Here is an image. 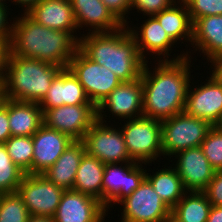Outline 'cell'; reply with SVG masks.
<instances>
[{"instance_id": "obj_42", "label": "cell", "mask_w": 222, "mask_h": 222, "mask_svg": "<svg viewBox=\"0 0 222 222\" xmlns=\"http://www.w3.org/2000/svg\"><path fill=\"white\" fill-rule=\"evenodd\" d=\"M12 1V0H11ZM40 0H13L12 3L16 2V5H21V7L25 6V13L30 11Z\"/></svg>"}, {"instance_id": "obj_47", "label": "cell", "mask_w": 222, "mask_h": 222, "mask_svg": "<svg viewBox=\"0 0 222 222\" xmlns=\"http://www.w3.org/2000/svg\"><path fill=\"white\" fill-rule=\"evenodd\" d=\"M5 2H6L5 0H0V4H2V5H5L6 4Z\"/></svg>"}, {"instance_id": "obj_44", "label": "cell", "mask_w": 222, "mask_h": 222, "mask_svg": "<svg viewBox=\"0 0 222 222\" xmlns=\"http://www.w3.org/2000/svg\"><path fill=\"white\" fill-rule=\"evenodd\" d=\"M220 133H222V116L218 119V121L213 125Z\"/></svg>"}, {"instance_id": "obj_6", "label": "cell", "mask_w": 222, "mask_h": 222, "mask_svg": "<svg viewBox=\"0 0 222 222\" xmlns=\"http://www.w3.org/2000/svg\"><path fill=\"white\" fill-rule=\"evenodd\" d=\"M126 122L120 130L133 161L146 165L163 155L160 120L142 116Z\"/></svg>"}, {"instance_id": "obj_14", "label": "cell", "mask_w": 222, "mask_h": 222, "mask_svg": "<svg viewBox=\"0 0 222 222\" xmlns=\"http://www.w3.org/2000/svg\"><path fill=\"white\" fill-rule=\"evenodd\" d=\"M206 81L194 89L189 85L184 111L213 126L222 116V83L213 74Z\"/></svg>"}, {"instance_id": "obj_2", "label": "cell", "mask_w": 222, "mask_h": 222, "mask_svg": "<svg viewBox=\"0 0 222 222\" xmlns=\"http://www.w3.org/2000/svg\"><path fill=\"white\" fill-rule=\"evenodd\" d=\"M15 19L9 42L12 55L68 68L79 49V41L71 33L42 26L27 13Z\"/></svg>"}, {"instance_id": "obj_21", "label": "cell", "mask_w": 222, "mask_h": 222, "mask_svg": "<svg viewBox=\"0 0 222 222\" xmlns=\"http://www.w3.org/2000/svg\"><path fill=\"white\" fill-rule=\"evenodd\" d=\"M147 17L149 18L144 21V24H142L140 27L141 29L138 27L132 28L131 26L129 28L128 26L129 32L136 40L139 54L145 61H147V57L145 56L149 54V52H151V54L153 53V55L157 54V56L162 55L164 56L162 61H168V56H170L169 52L172 50L171 47L174 46L175 42L166 33L159 21L154 16ZM138 29L141 32L137 31ZM146 51L147 53L144 54Z\"/></svg>"}, {"instance_id": "obj_26", "label": "cell", "mask_w": 222, "mask_h": 222, "mask_svg": "<svg viewBox=\"0 0 222 222\" xmlns=\"http://www.w3.org/2000/svg\"><path fill=\"white\" fill-rule=\"evenodd\" d=\"M105 164L85 154L77 169L73 190L87 194L102 203V181Z\"/></svg>"}, {"instance_id": "obj_45", "label": "cell", "mask_w": 222, "mask_h": 222, "mask_svg": "<svg viewBox=\"0 0 222 222\" xmlns=\"http://www.w3.org/2000/svg\"><path fill=\"white\" fill-rule=\"evenodd\" d=\"M163 222H180L174 218L171 214Z\"/></svg>"}, {"instance_id": "obj_22", "label": "cell", "mask_w": 222, "mask_h": 222, "mask_svg": "<svg viewBox=\"0 0 222 222\" xmlns=\"http://www.w3.org/2000/svg\"><path fill=\"white\" fill-rule=\"evenodd\" d=\"M195 44V45H194ZM191 45L207 57L208 62L222 55V15L198 18L193 23Z\"/></svg>"}, {"instance_id": "obj_16", "label": "cell", "mask_w": 222, "mask_h": 222, "mask_svg": "<svg viewBox=\"0 0 222 222\" xmlns=\"http://www.w3.org/2000/svg\"><path fill=\"white\" fill-rule=\"evenodd\" d=\"M177 160L175 167L182 179L184 188L189 191L203 192L216 170L209 163L201 147L180 151L174 156Z\"/></svg>"}, {"instance_id": "obj_20", "label": "cell", "mask_w": 222, "mask_h": 222, "mask_svg": "<svg viewBox=\"0 0 222 222\" xmlns=\"http://www.w3.org/2000/svg\"><path fill=\"white\" fill-rule=\"evenodd\" d=\"M77 28L83 25L92 33L113 32L123 25L113 16L101 0H69ZM88 25V26H87Z\"/></svg>"}, {"instance_id": "obj_34", "label": "cell", "mask_w": 222, "mask_h": 222, "mask_svg": "<svg viewBox=\"0 0 222 222\" xmlns=\"http://www.w3.org/2000/svg\"><path fill=\"white\" fill-rule=\"evenodd\" d=\"M176 0H131V10L143 12V16H153L170 7ZM145 14V15H144Z\"/></svg>"}, {"instance_id": "obj_32", "label": "cell", "mask_w": 222, "mask_h": 222, "mask_svg": "<svg viewBox=\"0 0 222 222\" xmlns=\"http://www.w3.org/2000/svg\"><path fill=\"white\" fill-rule=\"evenodd\" d=\"M200 147L212 167L222 170V133L212 127Z\"/></svg>"}, {"instance_id": "obj_3", "label": "cell", "mask_w": 222, "mask_h": 222, "mask_svg": "<svg viewBox=\"0 0 222 222\" xmlns=\"http://www.w3.org/2000/svg\"><path fill=\"white\" fill-rule=\"evenodd\" d=\"M79 49L92 61L110 69L122 82L141 77L145 60L128 25L113 32L82 34Z\"/></svg>"}, {"instance_id": "obj_38", "label": "cell", "mask_w": 222, "mask_h": 222, "mask_svg": "<svg viewBox=\"0 0 222 222\" xmlns=\"http://www.w3.org/2000/svg\"><path fill=\"white\" fill-rule=\"evenodd\" d=\"M8 6L0 4V40L10 41L12 24L9 25L8 22ZM7 12V13H6Z\"/></svg>"}, {"instance_id": "obj_33", "label": "cell", "mask_w": 222, "mask_h": 222, "mask_svg": "<svg viewBox=\"0 0 222 222\" xmlns=\"http://www.w3.org/2000/svg\"><path fill=\"white\" fill-rule=\"evenodd\" d=\"M194 23L198 18L222 15V0H183Z\"/></svg>"}, {"instance_id": "obj_36", "label": "cell", "mask_w": 222, "mask_h": 222, "mask_svg": "<svg viewBox=\"0 0 222 222\" xmlns=\"http://www.w3.org/2000/svg\"><path fill=\"white\" fill-rule=\"evenodd\" d=\"M203 192L212 206H222V170L215 172L214 177Z\"/></svg>"}, {"instance_id": "obj_43", "label": "cell", "mask_w": 222, "mask_h": 222, "mask_svg": "<svg viewBox=\"0 0 222 222\" xmlns=\"http://www.w3.org/2000/svg\"><path fill=\"white\" fill-rule=\"evenodd\" d=\"M27 222H54L53 218L30 215Z\"/></svg>"}, {"instance_id": "obj_41", "label": "cell", "mask_w": 222, "mask_h": 222, "mask_svg": "<svg viewBox=\"0 0 222 222\" xmlns=\"http://www.w3.org/2000/svg\"><path fill=\"white\" fill-rule=\"evenodd\" d=\"M207 222H222V206H212Z\"/></svg>"}, {"instance_id": "obj_25", "label": "cell", "mask_w": 222, "mask_h": 222, "mask_svg": "<svg viewBox=\"0 0 222 222\" xmlns=\"http://www.w3.org/2000/svg\"><path fill=\"white\" fill-rule=\"evenodd\" d=\"M177 4L180 5L177 6ZM153 16L175 43L182 41L183 38L192 42L193 22L183 0H177V3L174 2L170 7Z\"/></svg>"}, {"instance_id": "obj_8", "label": "cell", "mask_w": 222, "mask_h": 222, "mask_svg": "<svg viewBox=\"0 0 222 222\" xmlns=\"http://www.w3.org/2000/svg\"><path fill=\"white\" fill-rule=\"evenodd\" d=\"M104 121L97 119L81 140L85 153L104 164L132 162L120 127L116 129Z\"/></svg>"}, {"instance_id": "obj_30", "label": "cell", "mask_w": 222, "mask_h": 222, "mask_svg": "<svg viewBox=\"0 0 222 222\" xmlns=\"http://www.w3.org/2000/svg\"><path fill=\"white\" fill-rule=\"evenodd\" d=\"M24 175L11 160L4 144H0V194L16 192Z\"/></svg>"}, {"instance_id": "obj_29", "label": "cell", "mask_w": 222, "mask_h": 222, "mask_svg": "<svg viewBox=\"0 0 222 222\" xmlns=\"http://www.w3.org/2000/svg\"><path fill=\"white\" fill-rule=\"evenodd\" d=\"M4 146L13 163L25 174H32V136H11L4 143Z\"/></svg>"}, {"instance_id": "obj_12", "label": "cell", "mask_w": 222, "mask_h": 222, "mask_svg": "<svg viewBox=\"0 0 222 222\" xmlns=\"http://www.w3.org/2000/svg\"><path fill=\"white\" fill-rule=\"evenodd\" d=\"M119 204L123 205L121 222H163L171 214L146 178Z\"/></svg>"}, {"instance_id": "obj_11", "label": "cell", "mask_w": 222, "mask_h": 222, "mask_svg": "<svg viewBox=\"0 0 222 222\" xmlns=\"http://www.w3.org/2000/svg\"><path fill=\"white\" fill-rule=\"evenodd\" d=\"M97 120V108L93 104L62 105L43 112V124L67 134L73 140H82Z\"/></svg>"}, {"instance_id": "obj_46", "label": "cell", "mask_w": 222, "mask_h": 222, "mask_svg": "<svg viewBox=\"0 0 222 222\" xmlns=\"http://www.w3.org/2000/svg\"><path fill=\"white\" fill-rule=\"evenodd\" d=\"M0 103H3V88L1 83H0Z\"/></svg>"}, {"instance_id": "obj_35", "label": "cell", "mask_w": 222, "mask_h": 222, "mask_svg": "<svg viewBox=\"0 0 222 222\" xmlns=\"http://www.w3.org/2000/svg\"><path fill=\"white\" fill-rule=\"evenodd\" d=\"M113 16L123 25L127 26V16L131 11V0H101ZM126 16V18H125Z\"/></svg>"}, {"instance_id": "obj_31", "label": "cell", "mask_w": 222, "mask_h": 222, "mask_svg": "<svg viewBox=\"0 0 222 222\" xmlns=\"http://www.w3.org/2000/svg\"><path fill=\"white\" fill-rule=\"evenodd\" d=\"M29 216L17 191L0 194V222H27Z\"/></svg>"}, {"instance_id": "obj_13", "label": "cell", "mask_w": 222, "mask_h": 222, "mask_svg": "<svg viewBox=\"0 0 222 222\" xmlns=\"http://www.w3.org/2000/svg\"><path fill=\"white\" fill-rule=\"evenodd\" d=\"M143 87L141 77L122 82L97 107V119L103 121V116L109 110L112 116L133 119L143 116ZM104 113V114H102Z\"/></svg>"}, {"instance_id": "obj_39", "label": "cell", "mask_w": 222, "mask_h": 222, "mask_svg": "<svg viewBox=\"0 0 222 222\" xmlns=\"http://www.w3.org/2000/svg\"><path fill=\"white\" fill-rule=\"evenodd\" d=\"M10 41L0 40V83L3 85L6 76L7 61L10 54Z\"/></svg>"}, {"instance_id": "obj_9", "label": "cell", "mask_w": 222, "mask_h": 222, "mask_svg": "<svg viewBox=\"0 0 222 222\" xmlns=\"http://www.w3.org/2000/svg\"><path fill=\"white\" fill-rule=\"evenodd\" d=\"M65 190L43 174H25L17 192L30 215L53 218Z\"/></svg>"}, {"instance_id": "obj_5", "label": "cell", "mask_w": 222, "mask_h": 222, "mask_svg": "<svg viewBox=\"0 0 222 222\" xmlns=\"http://www.w3.org/2000/svg\"><path fill=\"white\" fill-rule=\"evenodd\" d=\"M213 126L206 120L193 117L185 111L161 121L163 156L200 147Z\"/></svg>"}, {"instance_id": "obj_18", "label": "cell", "mask_w": 222, "mask_h": 222, "mask_svg": "<svg viewBox=\"0 0 222 222\" xmlns=\"http://www.w3.org/2000/svg\"><path fill=\"white\" fill-rule=\"evenodd\" d=\"M92 104L83 86L69 68H62L39 103L42 111L62 105Z\"/></svg>"}, {"instance_id": "obj_1", "label": "cell", "mask_w": 222, "mask_h": 222, "mask_svg": "<svg viewBox=\"0 0 222 222\" xmlns=\"http://www.w3.org/2000/svg\"><path fill=\"white\" fill-rule=\"evenodd\" d=\"M188 55L187 51L176 59H159L153 73L148 68V61L145 62L141 74L144 117L163 121L184 111L191 83Z\"/></svg>"}, {"instance_id": "obj_17", "label": "cell", "mask_w": 222, "mask_h": 222, "mask_svg": "<svg viewBox=\"0 0 222 222\" xmlns=\"http://www.w3.org/2000/svg\"><path fill=\"white\" fill-rule=\"evenodd\" d=\"M32 174H43L74 141L67 134L50 129L44 124L32 136Z\"/></svg>"}, {"instance_id": "obj_28", "label": "cell", "mask_w": 222, "mask_h": 222, "mask_svg": "<svg viewBox=\"0 0 222 222\" xmlns=\"http://www.w3.org/2000/svg\"><path fill=\"white\" fill-rule=\"evenodd\" d=\"M211 207L204 192L187 191L171 209V215L180 222H207Z\"/></svg>"}, {"instance_id": "obj_15", "label": "cell", "mask_w": 222, "mask_h": 222, "mask_svg": "<svg viewBox=\"0 0 222 222\" xmlns=\"http://www.w3.org/2000/svg\"><path fill=\"white\" fill-rule=\"evenodd\" d=\"M105 206L96 198L65 190L53 217L54 222H104Z\"/></svg>"}, {"instance_id": "obj_4", "label": "cell", "mask_w": 222, "mask_h": 222, "mask_svg": "<svg viewBox=\"0 0 222 222\" xmlns=\"http://www.w3.org/2000/svg\"><path fill=\"white\" fill-rule=\"evenodd\" d=\"M62 67L37 59L9 54L3 97L16 101L40 103Z\"/></svg>"}, {"instance_id": "obj_27", "label": "cell", "mask_w": 222, "mask_h": 222, "mask_svg": "<svg viewBox=\"0 0 222 222\" xmlns=\"http://www.w3.org/2000/svg\"><path fill=\"white\" fill-rule=\"evenodd\" d=\"M171 167V168H169ZM164 167L151 175L146 172V179L153 186L161 200L172 209L184 196L187 190L184 188L182 179L172 166Z\"/></svg>"}, {"instance_id": "obj_10", "label": "cell", "mask_w": 222, "mask_h": 222, "mask_svg": "<svg viewBox=\"0 0 222 222\" xmlns=\"http://www.w3.org/2000/svg\"><path fill=\"white\" fill-rule=\"evenodd\" d=\"M140 164V165H139ZM118 165V166H117ZM121 164H105L102 181V204L108 212L112 202L120 203L134 192L146 178L142 163L135 161ZM111 205V206H110Z\"/></svg>"}, {"instance_id": "obj_19", "label": "cell", "mask_w": 222, "mask_h": 222, "mask_svg": "<svg viewBox=\"0 0 222 222\" xmlns=\"http://www.w3.org/2000/svg\"><path fill=\"white\" fill-rule=\"evenodd\" d=\"M27 14L37 23L52 30L71 33L77 28L74 12L69 0H40Z\"/></svg>"}, {"instance_id": "obj_24", "label": "cell", "mask_w": 222, "mask_h": 222, "mask_svg": "<svg viewBox=\"0 0 222 222\" xmlns=\"http://www.w3.org/2000/svg\"><path fill=\"white\" fill-rule=\"evenodd\" d=\"M11 136H33L43 125V111L36 102L8 99Z\"/></svg>"}, {"instance_id": "obj_7", "label": "cell", "mask_w": 222, "mask_h": 222, "mask_svg": "<svg viewBox=\"0 0 222 222\" xmlns=\"http://www.w3.org/2000/svg\"><path fill=\"white\" fill-rule=\"evenodd\" d=\"M68 68L77 77L88 99L96 108L122 83L110 69L95 63L80 49L70 60Z\"/></svg>"}, {"instance_id": "obj_23", "label": "cell", "mask_w": 222, "mask_h": 222, "mask_svg": "<svg viewBox=\"0 0 222 222\" xmlns=\"http://www.w3.org/2000/svg\"><path fill=\"white\" fill-rule=\"evenodd\" d=\"M85 154L84 143L74 140L43 175L63 190H73L76 172Z\"/></svg>"}, {"instance_id": "obj_40", "label": "cell", "mask_w": 222, "mask_h": 222, "mask_svg": "<svg viewBox=\"0 0 222 222\" xmlns=\"http://www.w3.org/2000/svg\"><path fill=\"white\" fill-rule=\"evenodd\" d=\"M210 63L214 67L212 74L222 83V55L214 58Z\"/></svg>"}, {"instance_id": "obj_37", "label": "cell", "mask_w": 222, "mask_h": 222, "mask_svg": "<svg viewBox=\"0 0 222 222\" xmlns=\"http://www.w3.org/2000/svg\"><path fill=\"white\" fill-rule=\"evenodd\" d=\"M10 137L8 99L3 97V104L0 106V144H4Z\"/></svg>"}]
</instances>
